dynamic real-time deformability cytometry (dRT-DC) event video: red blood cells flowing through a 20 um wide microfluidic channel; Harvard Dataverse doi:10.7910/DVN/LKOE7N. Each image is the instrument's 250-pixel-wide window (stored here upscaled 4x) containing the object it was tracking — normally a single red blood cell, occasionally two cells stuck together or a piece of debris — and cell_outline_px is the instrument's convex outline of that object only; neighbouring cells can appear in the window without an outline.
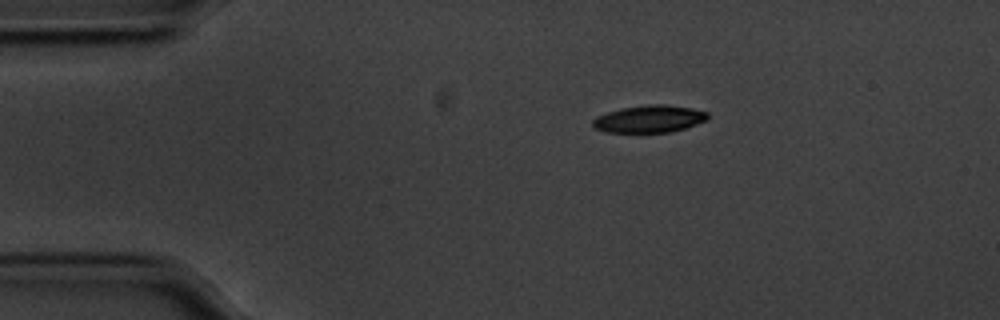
{"species": "common noctule bat (a hibernating species)", "species_latin": "Nyctalus noctula", "temperature_condition": "cold", "stored_images_in_passage": 47, "camera_frame_rate_fps": 3000, "um_per_image_px": 0.085, "animal": {"sex": "male", "body_mass_g": 20.1, "forearm_length_mm": 53.5}, "frame": {"image": 1, "passage_image": 1, "time_ms": 0.0, "image_size_px": [1000, 320], "cell_outline_px": [[708, 120], [684, 128], [668, 132], [604, 132], [592, 128], [592, 120], [596, 116], [620, 108], [648, 104], [664, 104], [692, 108], [708, 112]], "centroid_in_image_um": [55.16, 10.1], "position_along_channel_um": 29.8, "area_um2": 18.38}}
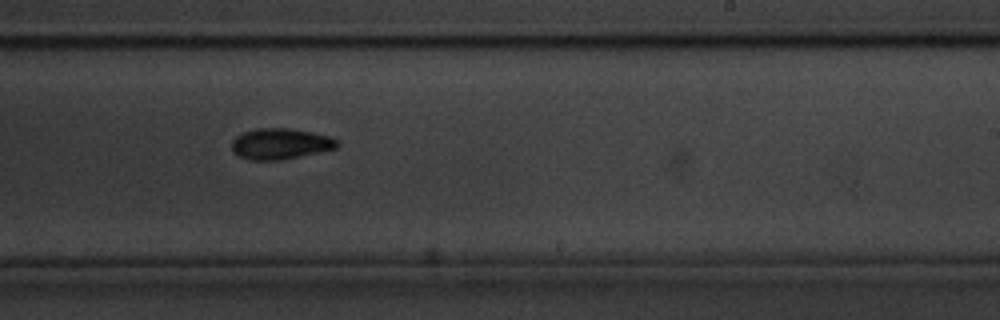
{"frame": {"image": 2, "passage_image": 25, "time_ms": 8.0, "image_size_px": [1000, 320], "cell_outline_px": [[340, 144], [336, 148], [280, 160], [248, 160], [232, 152], [232, 140], [236, 136], [244, 132], [256, 128], [288, 128], [312, 132], [328, 136], [340, 140]], "centroid_in_image_um": [23.82, 12.22], "position_along_channel_um": 265.2, "area_um2": 18.96}}
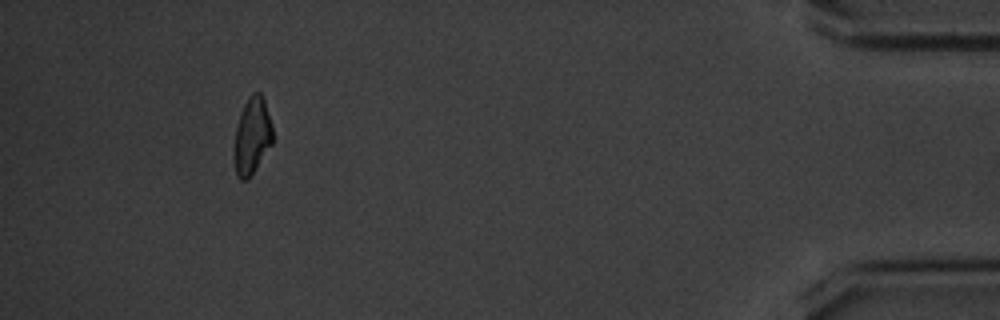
{"frame": {"image": 3, "passage_image": 43, "time_ms": 14.0, "image_size_px": [1000, 320], "cell_outline_px": [[272, 144], [248, 180], [240, 180], [236, 176], [236, 124], [240, 112], [248, 96], [252, 92], [260, 92], [264, 100], [272, 124]], "centroid_in_image_um": [21.45, 11.52], "position_along_channel_um": 413.8, "area_um2": 16.94}, "authors_computed_cell_mechanics": {"area_um2": 18.7272, "velocity_mm_per_s": 3.5455, "shape_relaxation_time_tau1_ms": 3.0998, "shape_relaxation_time_tau2_ms": null, "deformation_change_tau1": 0.1337, "deformation_change_tau2": null}}